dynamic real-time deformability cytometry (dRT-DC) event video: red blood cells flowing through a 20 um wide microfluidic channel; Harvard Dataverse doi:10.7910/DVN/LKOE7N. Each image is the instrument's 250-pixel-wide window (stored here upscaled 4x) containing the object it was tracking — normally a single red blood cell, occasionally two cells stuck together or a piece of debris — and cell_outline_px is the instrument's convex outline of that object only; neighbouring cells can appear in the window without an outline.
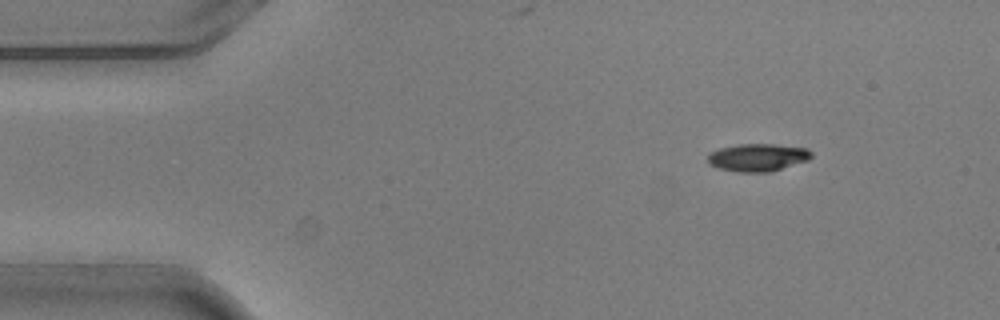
{"species": "common noctule bat (a hibernating species)", "species_latin": "Nyctalus noctula", "temperature_condition": "warm", "stored_images_in_passage": 3, "camera_frame_rate_fps": 3000, "um_per_image_px": 0.085, "animal": {"sex": "male", "body_mass_g": 20.5, "forearm_length_mm": 52.5}, "frame": {"image": 1, "passage_image": 1, "time_ms": 0.0, "image_size_px": [1000, 320], "cell_outline_px": [[812, 156], [808, 160], [772, 172], [736, 172], [720, 168], [708, 164], [708, 156], [712, 152], [720, 148], [736, 144], [772, 144], [808, 148], [812, 152]], "centroid_in_image_um": [64.43, 13.38], "position_along_channel_um": 20.6, "area_um2": 16.76}}